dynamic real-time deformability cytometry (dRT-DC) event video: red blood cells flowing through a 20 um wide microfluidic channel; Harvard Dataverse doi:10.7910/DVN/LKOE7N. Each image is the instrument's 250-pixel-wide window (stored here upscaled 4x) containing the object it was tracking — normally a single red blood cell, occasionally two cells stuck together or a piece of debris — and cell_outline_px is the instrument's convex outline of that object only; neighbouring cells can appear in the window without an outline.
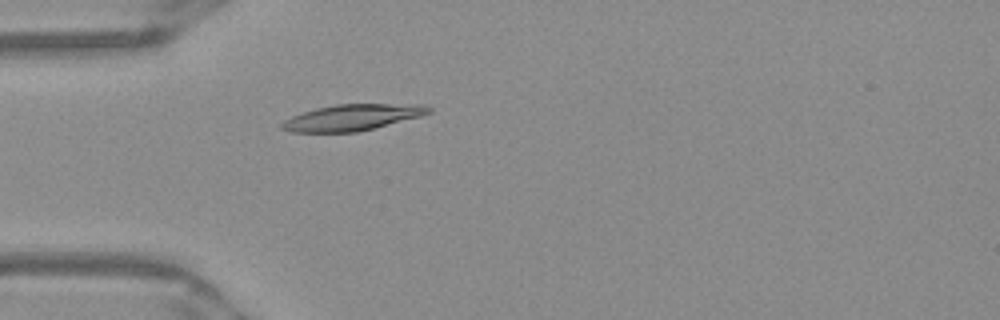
{"species": "Egyptian fruit bat (a non-hibernating species)", "species_latin": "Rousettus aegyptiacus", "temperature_condition": "warm", "stored_images_in_passage": 51, "camera_frame_rate_fps": 3000, "um_per_image_px": 0.085, "frame": {"image": 1, "passage_image": 15, "time_ms": 4.667, "image_size_px": [1000, 320], "cell_outline_px": [[432, 112], [420, 116], [356, 132], [292, 132], [280, 128], [280, 124], [284, 120], [292, 116], [316, 108], [336, 104], [424, 104], [432, 108]], "centroid_in_image_um": [29.93, 9.97], "position_along_channel_um": 55.1, "area_um2": 22.2}}
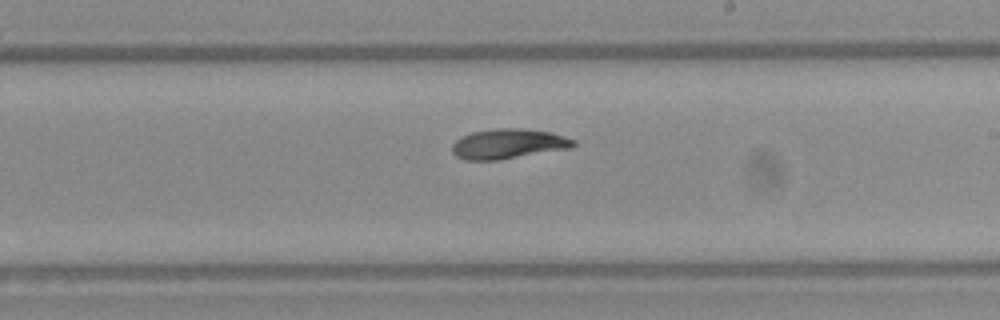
{"frame": {"image": 2, "passage_image": 30, "time_ms": 9.667, "image_size_px": [1000, 320], "cell_outline_px": [[576, 144], [572, 148], [500, 160], [464, 160], [456, 156], [452, 152], [452, 144], [460, 136], [472, 132], [496, 128], [520, 128], [552, 132], [576, 140]], "centroid_in_image_um": [43.21, 12.23], "position_along_channel_um": 245.8, "area_um2": 21.44}}
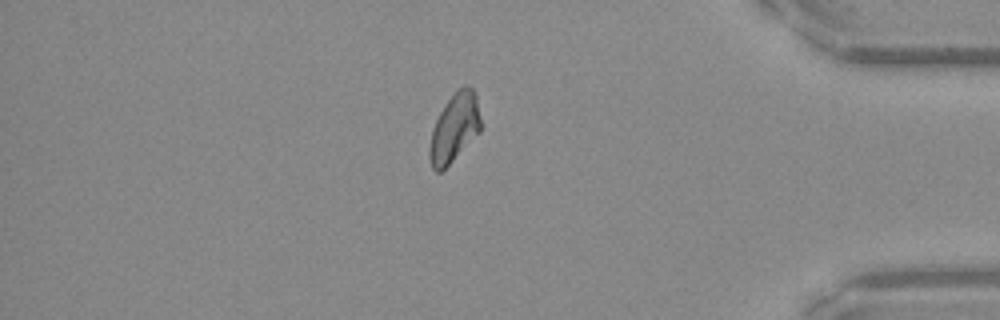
{"frame": {"image": 3, "passage_image": 44, "time_ms": 14.333, "image_size_px": [1000, 320], "cell_outline_px": [[480, 132], [440, 172], [436, 172], [432, 168], [428, 156], [428, 148], [432, 128], [444, 104], [464, 84], [472, 88], [476, 96], [480, 120]], "centroid_in_image_um": [38.59, 10.88], "position_along_channel_um": 396.6, "area_um2": 20.11}, "authors_computed_cell_mechanics": {"area_um2": 21.3282, "velocity_mm_per_s": 3.9333, "shape_relaxation_time_tau1_ms": 5.7218, "shape_relaxation_time_tau2_ms": null, "deformation_change_tau1": 0.1772, "deformation_change_tau2": null}}